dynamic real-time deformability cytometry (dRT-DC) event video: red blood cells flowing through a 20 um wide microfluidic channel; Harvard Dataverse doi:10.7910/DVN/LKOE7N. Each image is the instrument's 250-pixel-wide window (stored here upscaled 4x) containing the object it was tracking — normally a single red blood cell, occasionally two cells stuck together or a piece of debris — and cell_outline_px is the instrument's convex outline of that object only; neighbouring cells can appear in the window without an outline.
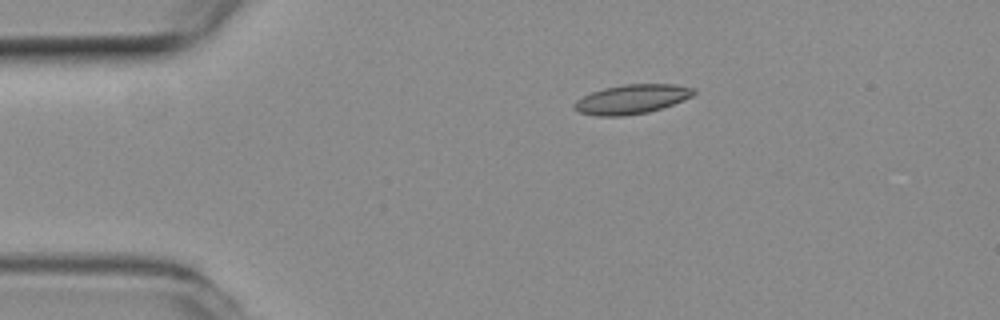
{"species": "common noctule bat (a hibernating species)", "species_latin": "Nyctalus noctula", "temperature_condition": "room temperature", "stored_images_in_passage": 4, "camera_frame_rate_fps": 3000, "um_per_image_px": 0.085, "animal": {"sex": "female", "body_mass_g": 19.3, "forearm_length_mm": 54.1}, "frame": {"image": 1, "passage_image": 4, "time_ms": 1.0, "image_size_px": [1000, 320], "cell_outline_px": [[696, 92], [692, 96], [672, 104], [648, 112], [624, 116], [596, 116], [580, 112], [576, 108], [576, 100], [592, 92], [604, 88], [624, 84], [676, 84], [696, 88]], "centroid_in_image_um": [53.74, 8.42], "position_along_channel_um": 31.3, "area_um2": 20.17}}